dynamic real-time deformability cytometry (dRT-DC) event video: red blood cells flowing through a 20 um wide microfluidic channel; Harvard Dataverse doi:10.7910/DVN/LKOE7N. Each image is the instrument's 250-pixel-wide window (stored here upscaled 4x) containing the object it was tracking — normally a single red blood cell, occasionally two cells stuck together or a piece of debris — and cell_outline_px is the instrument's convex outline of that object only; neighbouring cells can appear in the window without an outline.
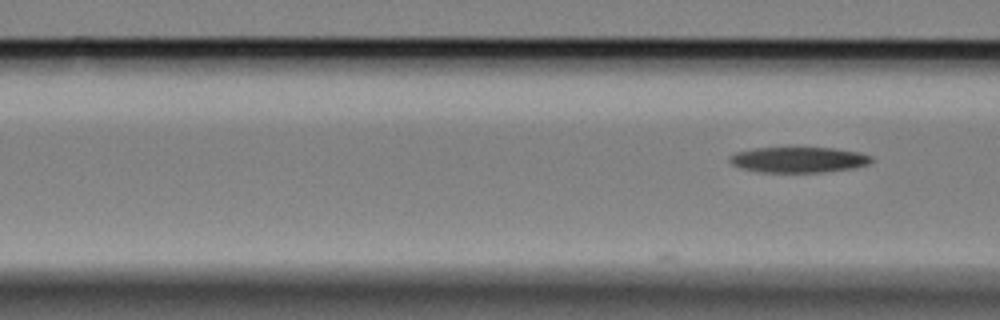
{"species": "Egyptian fruit bat (a non-hibernating species)", "species_latin": "Rousettus aegyptiacus", "temperature_condition": "cold", "stored_images_in_passage": 9, "camera_frame_rate_fps": 3000, "um_per_image_px": 0.085, "animal": {"sex": "female"}, "frame": {"image": 1, "passage_image": 9, "time_ms": 2.667, "image_size_px": [1000, 320], "cell_outline_px": [[872, 160], [868, 164], [852, 168], [820, 172], [760, 172], [740, 168], [732, 164], [728, 160], [728, 156], [736, 152], [756, 148], [832, 148], [860, 152], [872, 156]], "centroid_in_image_um": [67.84, 13.58], "position_along_channel_um": 98.8, "area_um2": 21.04}}